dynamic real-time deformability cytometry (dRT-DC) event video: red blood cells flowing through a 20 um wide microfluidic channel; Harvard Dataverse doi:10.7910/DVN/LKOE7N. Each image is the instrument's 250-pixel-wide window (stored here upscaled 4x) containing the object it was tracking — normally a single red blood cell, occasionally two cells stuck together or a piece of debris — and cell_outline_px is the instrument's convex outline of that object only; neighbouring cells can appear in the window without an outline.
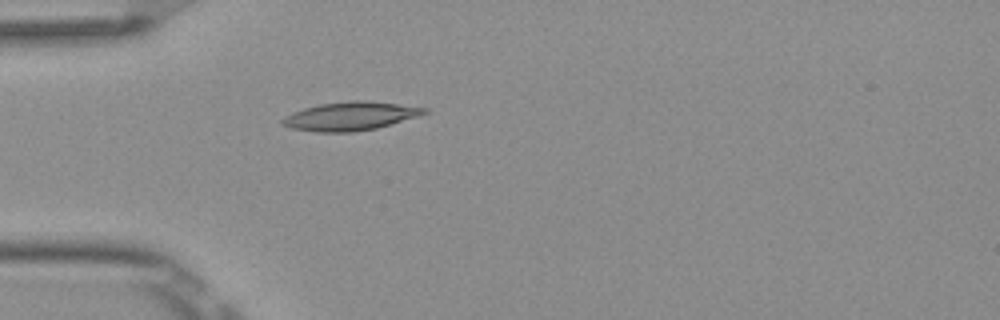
{"species": "Egyptian fruit bat (a non-hibernating species)", "species_latin": "Rousettus aegyptiacus", "temperature_condition": "room temperature", "stored_images_in_passage": 2, "camera_frame_rate_fps": 3000, "um_per_image_px": 0.085, "frame": {"image": 1, "passage_image": 2, "time_ms": 0.333, "image_size_px": [1000, 320], "cell_outline_px": [[428, 112], [420, 116], [376, 128], [352, 132], [316, 132], [292, 128], [280, 124], [280, 120], [284, 116], [292, 112], [304, 108], [320, 104], [352, 100], [368, 100], [428, 108]], "centroid_in_image_um": [29.77, 9.87], "position_along_channel_um": 55.2, "area_um2": 23.7}}